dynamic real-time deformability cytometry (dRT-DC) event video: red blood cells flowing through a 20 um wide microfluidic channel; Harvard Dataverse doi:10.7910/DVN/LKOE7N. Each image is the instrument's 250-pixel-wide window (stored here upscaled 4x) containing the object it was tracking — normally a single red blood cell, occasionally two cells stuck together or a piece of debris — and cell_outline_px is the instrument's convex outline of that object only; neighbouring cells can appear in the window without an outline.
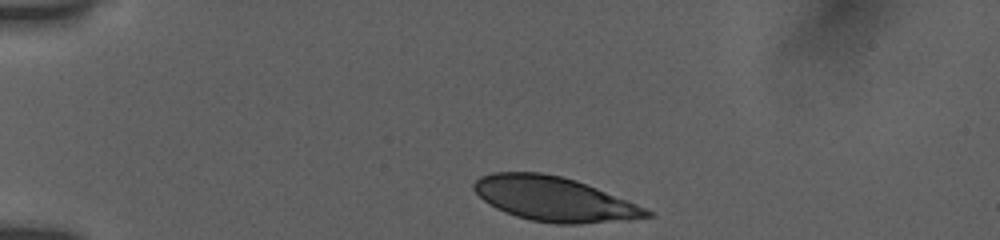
{"species": "human", "species_latin": "Homo sapiens", "temperature_condition": "room temperature", "stored_images_in_passage": 25, "camera_frame_rate_fps": 3000, "um_per_image_px": 0.085, "donor": {"sex": "female"}, "frame": {"image": 1, "passage_image": 1, "time_ms": 0.0, "image_size_px": [1000, 240], "cell_outline_px": [[656, 212], [652, 216], [632, 220], [580, 224], [556, 224], [532, 220], [516, 216], [496, 208], [484, 200], [472, 188], [472, 184], [480, 176], [492, 172], [540, 172], [560, 176], [576, 180], [628, 200]], "centroid_in_image_um": [47.15, 16.92], "position_along_channel_um": 37.9, "area_um2": 44.85}}
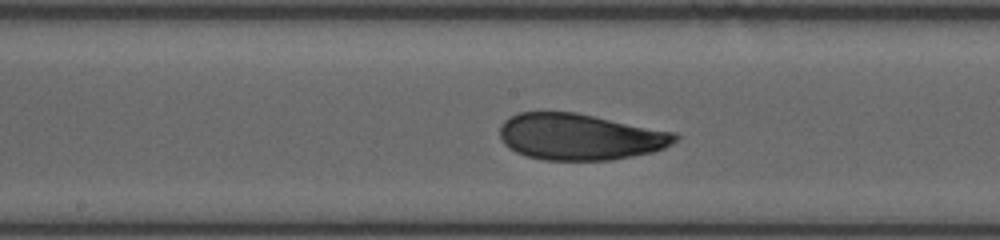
{"frame": {"image": 2, "passage_image": 15, "time_ms": 5.667, "image_size_px": [1000, 240], "cell_outline_px": [[680, 136], [676, 140], [664, 148], [652, 152], [612, 160], [544, 160], [524, 156], [508, 148], [504, 144], [500, 136], [500, 124], [504, 120], [520, 112], [576, 112], [676, 132]], "centroid_in_image_um": [49.28, 11.63], "position_along_channel_um": 198.9, "area_um2": 47.57}}
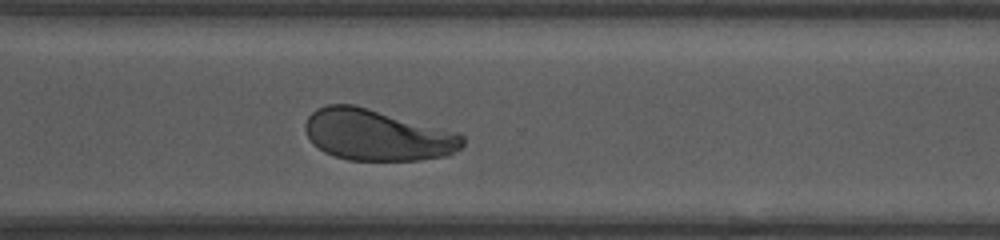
{"frame": {"image": 3, "passage_image": 25, "time_ms": 9.333, "image_size_px": [1000, 240], "cell_outline_px": [[464, 144], [460, 148], [448, 156], [416, 160], [348, 160], [324, 152], [312, 144], [304, 128], [304, 124], [308, 116], [316, 108], [328, 104], [356, 104], [460, 132], [464, 136]], "centroid_in_image_um": [32.08, 11.46], "position_along_channel_um": 338.5, "area_um2": 47.57}}